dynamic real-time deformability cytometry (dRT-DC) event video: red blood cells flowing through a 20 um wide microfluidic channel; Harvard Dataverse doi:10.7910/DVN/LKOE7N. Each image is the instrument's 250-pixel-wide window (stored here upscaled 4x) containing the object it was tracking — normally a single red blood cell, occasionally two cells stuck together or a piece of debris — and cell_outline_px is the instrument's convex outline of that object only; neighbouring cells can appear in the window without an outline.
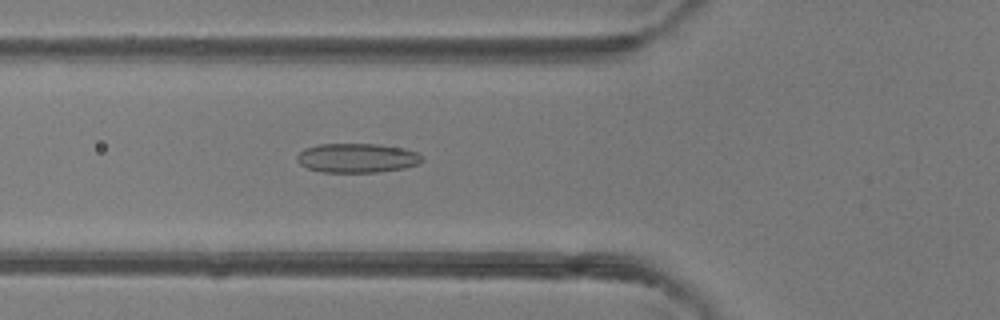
{"species": "common noctule bat (a hibernating species)", "species_latin": "Nyctalus noctula", "temperature_condition": "room temperature", "stored_images_in_passage": 47, "camera_frame_rate_fps": 3000, "um_per_image_px": 0.085, "animal": {"sex": "female"}, "frame": {"image": 1, "passage_image": 17, "time_ms": 5.333, "image_size_px": [1000, 320], "cell_outline_px": [[424, 160], [420, 164], [404, 168], [376, 172], [320, 172], [308, 168], [300, 164], [296, 160], [296, 156], [304, 148], [320, 144], [380, 144], [404, 148], [416, 152]], "centroid_in_image_um": [30.35, 13.43], "position_along_channel_um": 95.5, "area_um2": 21.44}}
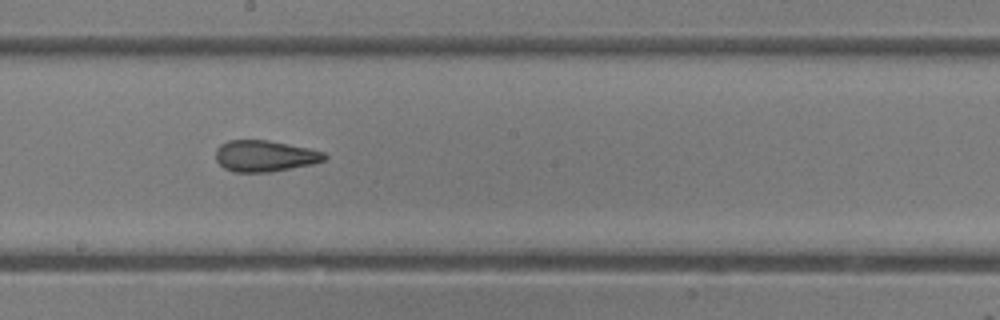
{"frame": {"image": 2, "passage_image": 26, "time_ms": 8.333, "image_size_px": [1000, 320], "cell_outline_px": [[328, 156], [324, 160], [312, 164], [268, 172], [232, 172], [224, 168], [216, 160], [216, 148], [220, 144], [228, 140], [268, 140], [308, 148], [324, 152]], "centroid_in_image_um": [22.48, 13.25], "position_along_channel_um": 225.7, "area_um2": 19.77}}
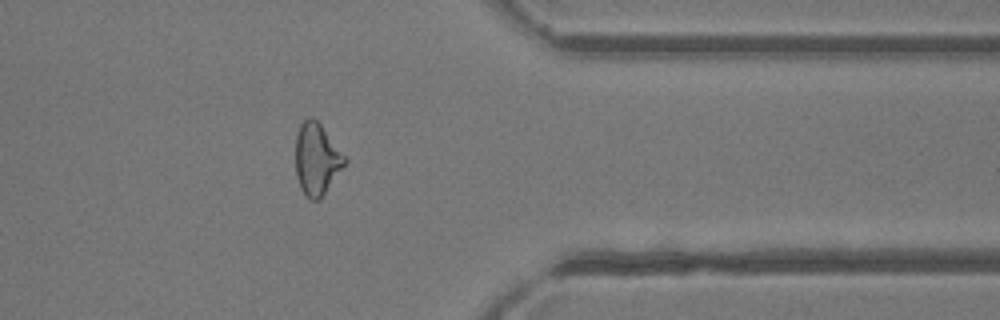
{"frame": {"image": 3, "passage_image": 38, "time_ms": 12.333, "image_size_px": [1000, 320], "cell_outline_px": [[348, 160], [320, 200], [312, 200], [300, 188], [296, 176], [296, 136], [300, 124], [308, 116], [312, 116], [320, 124]], "centroid_in_image_um": [26.91, 13.52], "position_along_channel_um": 384.5, "area_um2": 20.35}, "authors_computed_cell_mechanics": {"area_um2": 21.1548, "velocity_mm_per_s": 4.3094, "shape_relaxation_time_tau1_ms": 9.0871, "shape_relaxation_time_tau2_ms": 1.5451, "deformation_change_tau1": 0.1995, "deformation_change_tau2": 0.0994}}